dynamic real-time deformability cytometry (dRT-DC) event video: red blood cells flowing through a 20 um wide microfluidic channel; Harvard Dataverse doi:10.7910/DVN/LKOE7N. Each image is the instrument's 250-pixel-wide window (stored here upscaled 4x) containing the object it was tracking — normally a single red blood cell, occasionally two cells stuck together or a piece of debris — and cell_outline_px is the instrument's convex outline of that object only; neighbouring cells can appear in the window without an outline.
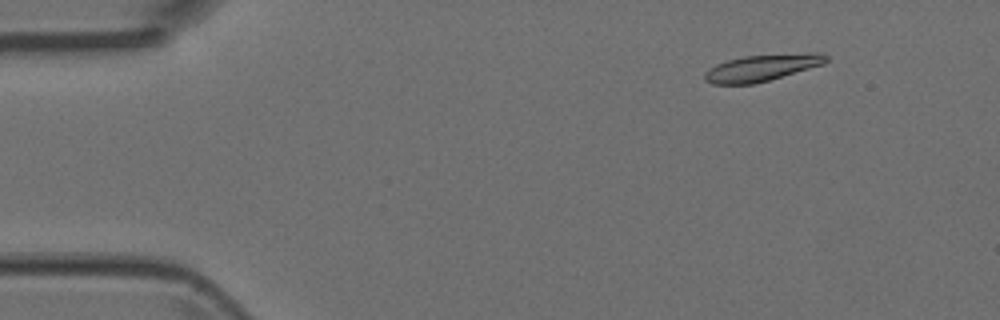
{"species": "Egyptian fruit bat (a non-hibernating species)", "species_latin": "Rousettus aegyptiacus", "temperature_condition": "room temperature", "stored_images_in_passage": 6, "segment_of_instrument_passage": [2, 2], "camera_frame_rate_fps": 3000, "um_per_image_px": 0.085, "animal": {"sex": "female"}, "frame": {"image": 1, "passage_image": 6, "time_ms": 1.667, "image_size_px": [1000, 320], "cell_outline_px": [[828, 60], [824, 64], [768, 80], [752, 84], [712, 84], [704, 80], [704, 72], [708, 68], [716, 64], [728, 60], [744, 56], [808, 52], [824, 52], [828, 56]], "centroid_in_image_um": [64.78, 5.74], "position_along_channel_um": 20.2, "area_um2": 18.96}}